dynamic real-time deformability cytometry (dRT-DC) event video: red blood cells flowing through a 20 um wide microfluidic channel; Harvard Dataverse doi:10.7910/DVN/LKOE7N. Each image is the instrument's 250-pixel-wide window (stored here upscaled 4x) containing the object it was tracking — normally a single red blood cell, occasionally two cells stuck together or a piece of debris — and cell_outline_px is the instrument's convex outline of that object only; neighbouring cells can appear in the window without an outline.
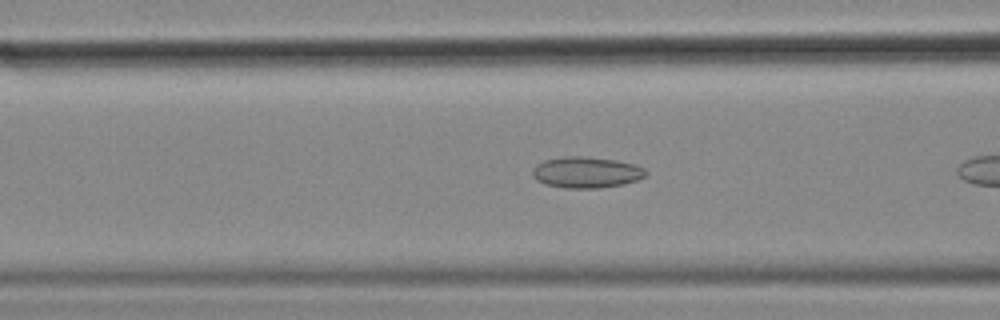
{"species": "common noctule bat (a hibernating species)", "species_latin": "Nyctalus noctula", "temperature_condition": "cold", "stored_images_in_passage": 12, "camera_frame_rate_fps": 3000, "um_per_image_px": 0.085, "animal": {"sex": "female", "body_mass_g": 18.4}, "frame": {"image": 1, "passage_image": 7, "time_ms": 2.0, "image_size_px": [1000, 320], "cell_outline_px": [[648, 172], [644, 176], [636, 180], [624, 184], [600, 188], [564, 188], [544, 184], [536, 180], [532, 176], [532, 168], [536, 164], [544, 160], [564, 156], [580, 156], [616, 160], [632, 164], [644, 168]], "centroid_in_image_um": [49.79, 14.65], "position_along_channel_um": 116.8, "area_um2": 20.63}}